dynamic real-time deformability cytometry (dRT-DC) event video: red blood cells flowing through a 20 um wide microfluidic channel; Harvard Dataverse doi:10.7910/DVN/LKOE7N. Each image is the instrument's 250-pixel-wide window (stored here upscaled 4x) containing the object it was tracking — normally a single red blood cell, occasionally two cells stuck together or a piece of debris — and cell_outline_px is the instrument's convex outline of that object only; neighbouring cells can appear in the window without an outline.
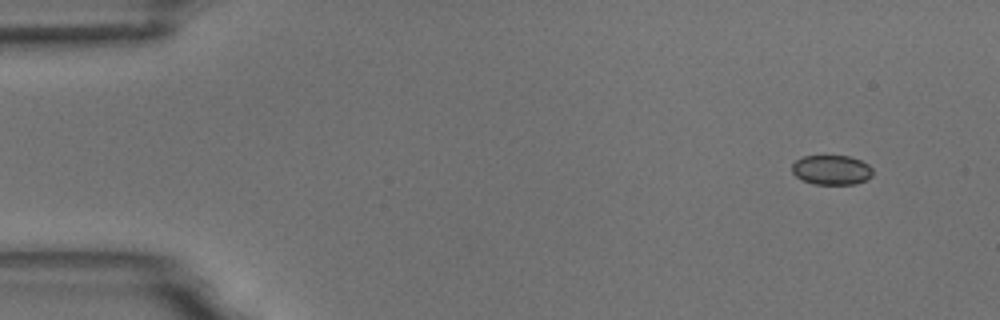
{"species": "common noctule bat (a hibernating species)", "species_latin": "Nyctalus noctula", "temperature_condition": "room temperature", "stored_images_in_passage": 9, "camera_frame_rate_fps": 3000, "um_per_image_px": 0.085, "animal": {"sex": "male", "body_mass_g": 18.8}, "frame": {"image": 1, "passage_image": 1, "time_ms": 0.0, "image_size_px": [1000, 320], "cell_outline_px": [[872, 176], [856, 184], [812, 184], [796, 176], [792, 172], [792, 164], [796, 160], [804, 156], [848, 156], [860, 160], [868, 164], [872, 168]], "centroid_in_image_um": [70.68, 14.44], "position_along_channel_um": 14.3, "area_um2": 13.87}}
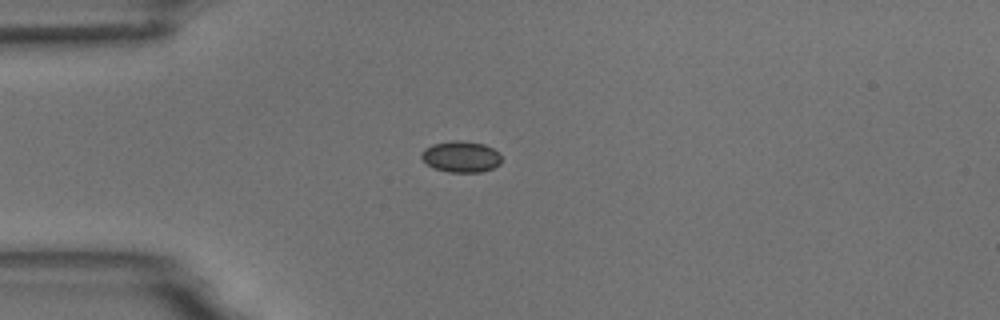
{"frame": {"image": 2, "passage_image": 4, "time_ms": 3.333, "image_size_px": [1000, 320], "cell_outline_px": [[500, 164], [492, 168], [480, 172], [448, 172], [432, 168], [420, 156], [420, 152], [424, 148], [432, 144], [452, 140], [460, 140], [484, 144], [500, 152]], "centroid_in_image_um": [39.16, 13.31], "position_along_channel_um": 45.8, "area_um2": 14.68}}